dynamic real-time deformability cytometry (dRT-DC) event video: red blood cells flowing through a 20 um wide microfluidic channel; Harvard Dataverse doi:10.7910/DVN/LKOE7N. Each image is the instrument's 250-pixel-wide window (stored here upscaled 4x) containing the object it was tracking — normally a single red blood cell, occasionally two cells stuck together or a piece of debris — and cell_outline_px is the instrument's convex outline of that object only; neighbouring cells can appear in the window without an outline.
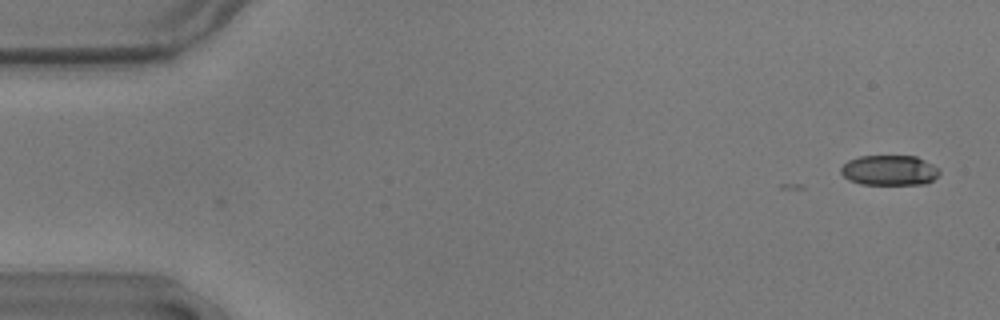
{"species": "common noctule bat (a hibernating species)", "species_latin": "Nyctalus noctula", "temperature_condition": "warm", "stored_images_in_passage": 3, "camera_frame_rate_fps": 3000, "um_per_image_px": 0.085, "animal": {"sex": "male", "body_mass_g": 17.9}, "frame": {"image": 1, "passage_image": 3, "time_ms": 0.667, "image_size_px": [1000, 320], "cell_outline_px": [[940, 172], [932, 180], [924, 184], [860, 184], [848, 180], [840, 172], [840, 168], [848, 160], [860, 156], [916, 156], [940, 168]], "centroid_in_image_um": [75.58, 14.47], "position_along_channel_um": 9.4, "area_um2": 17.34}}